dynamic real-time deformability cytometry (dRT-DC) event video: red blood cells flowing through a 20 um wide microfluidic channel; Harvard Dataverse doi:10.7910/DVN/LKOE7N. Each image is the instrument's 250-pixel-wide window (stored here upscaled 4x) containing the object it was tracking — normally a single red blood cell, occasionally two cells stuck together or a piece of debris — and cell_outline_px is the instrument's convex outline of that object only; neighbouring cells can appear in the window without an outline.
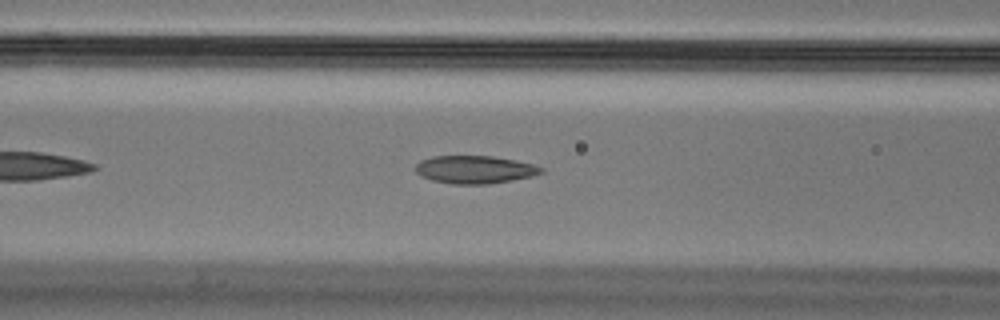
{"species": "Egyptian fruit bat (a non-hibernating species)", "species_latin": "Rousettus aegyptiacus", "temperature_condition": "cold", "stored_images_in_passage": 41, "segment_of_instrument_passage": [1, 2], "camera_frame_rate_fps": 3000, "um_per_image_px": 0.085, "animal": {"sex": "male"}, "frame": {"image": 1, "passage_image": 8, "time_ms": 2.333, "image_size_px": [1000, 320], "cell_outline_px": [[544, 172], [512, 180], [488, 184], [452, 184], [432, 180], [416, 172], [416, 164], [420, 160], [432, 156], [492, 156], [532, 164], [544, 168]], "centroid_in_image_um": [40.33, 14.41], "position_along_channel_um": 126.3, "area_um2": 20.11}}
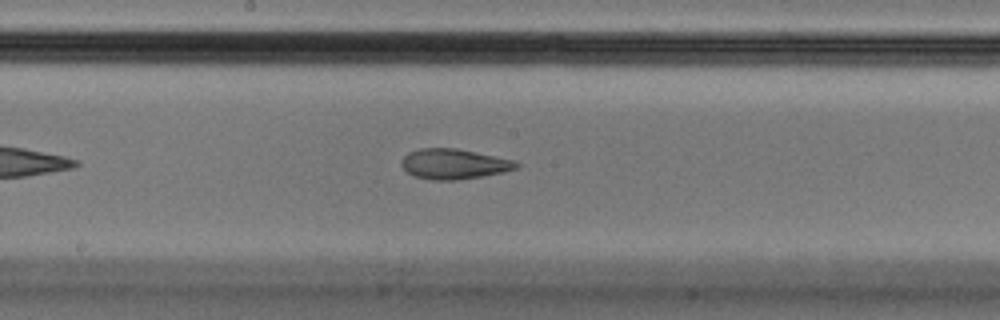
{"frame": {"image": 2, "passage_image": 15, "time_ms": 4.667, "image_size_px": [1000, 320], "cell_outline_px": [[520, 164], [516, 168], [504, 172], [460, 180], [432, 180], [416, 176], [408, 172], [400, 164], [400, 160], [408, 152], [420, 148], [456, 148], [476, 152], [512, 160]], "centroid_in_image_um": [38.55, 13.94], "position_along_channel_um": 209.7, "area_um2": 20.11}}
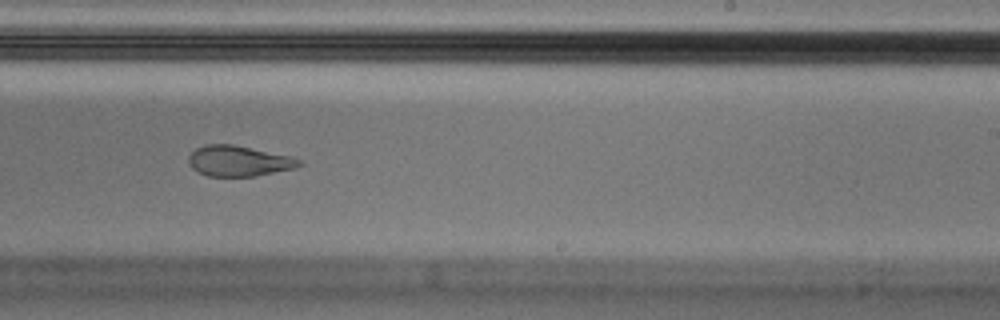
{"frame": {"image": 3, "passage_image": 20, "time_ms": 6.333, "image_size_px": [1000, 320], "cell_outline_px": [[304, 164], [296, 168], [256, 176], [208, 176], [192, 168], [188, 164], [188, 156], [196, 148], [208, 144], [232, 144], [292, 156], [304, 160]], "centroid_in_image_um": [20.34, 13.68], "position_along_channel_um": 268.7, "area_um2": 19.88}}